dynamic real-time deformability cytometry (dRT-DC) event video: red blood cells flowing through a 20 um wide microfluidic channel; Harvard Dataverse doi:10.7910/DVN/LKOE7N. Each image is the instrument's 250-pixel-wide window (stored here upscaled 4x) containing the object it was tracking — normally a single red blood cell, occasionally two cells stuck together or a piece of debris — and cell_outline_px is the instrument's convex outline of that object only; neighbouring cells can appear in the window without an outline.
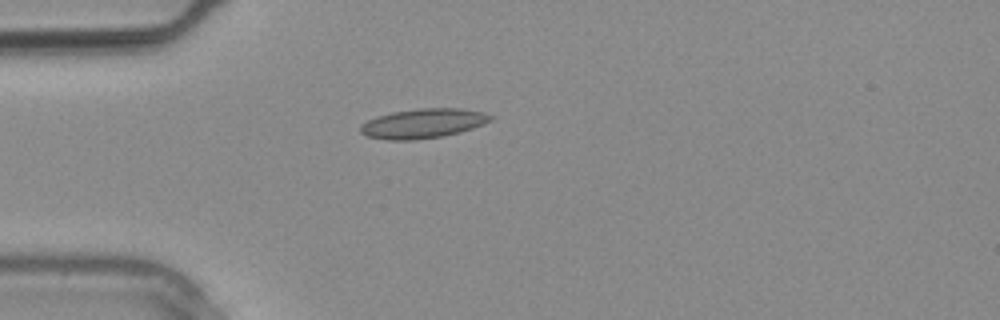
{"species": "common noctule bat (a hibernating species)", "species_latin": "Nyctalus noctula", "temperature_condition": "warm", "stored_images_in_passage": 1, "camera_frame_rate_fps": 3000, "um_per_image_px": 0.085, "animal": {"sex": "male", "body_mass_g": 20.4}, "frame": {"image": 1, "passage_image": 1, "time_ms": 0.0, "image_size_px": [1000, 320], "cell_outline_px": [[496, 116], [492, 120], [484, 124], [460, 132], [440, 136], [416, 140], [388, 140], [368, 136], [360, 132], [360, 124], [376, 116], [392, 112], [420, 108], [460, 108], [484, 112]], "centroid_in_image_um": [35.98, 10.48], "position_along_channel_um": 49.0, "area_um2": 22.48}}